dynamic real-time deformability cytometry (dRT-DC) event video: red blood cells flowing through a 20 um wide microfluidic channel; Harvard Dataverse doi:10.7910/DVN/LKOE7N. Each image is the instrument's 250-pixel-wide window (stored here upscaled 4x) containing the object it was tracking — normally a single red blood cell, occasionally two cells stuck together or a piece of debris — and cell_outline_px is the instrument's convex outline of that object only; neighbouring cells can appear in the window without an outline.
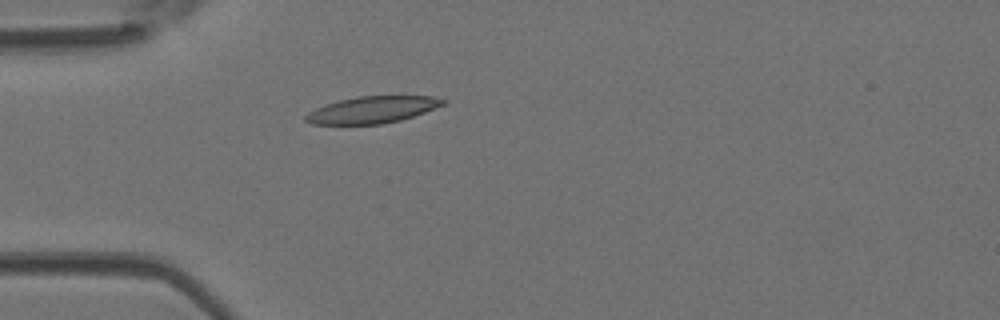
{"species": "Egyptian fruit bat (a non-hibernating species)", "species_latin": "Rousettus aegyptiacus", "temperature_condition": "room temperature", "stored_images_in_passage": 48, "camera_frame_rate_fps": 3000, "um_per_image_px": 0.085, "animal": {"sex": "female"}, "frame": {"image": 1, "passage_image": 14, "time_ms": 4.333, "image_size_px": [1000, 320], "cell_outline_px": [[448, 100], [444, 104], [424, 112], [400, 120], [380, 124], [312, 124], [304, 120], [304, 116], [308, 112], [316, 108], [340, 100], [356, 96], [432, 96]], "centroid_in_image_um": [31.64, 9.32], "position_along_channel_um": 53.4, "area_um2": 21.21}}
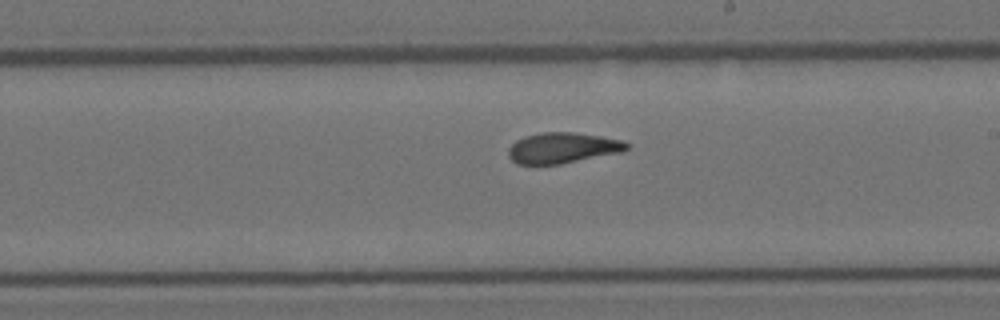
{"frame": {"image": 2, "passage_image": 28, "time_ms": 9.0, "image_size_px": [1000, 320], "cell_outline_px": [[628, 148], [620, 152], [560, 164], [536, 168], [516, 164], [508, 156], [508, 148], [516, 140], [524, 136], [544, 132], [572, 132], [600, 136], [624, 140], [628, 144]], "centroid_in_image_um": [47.73, 12.61], "position_along_channel_um": 241.3, "area_um2": 21.68}}
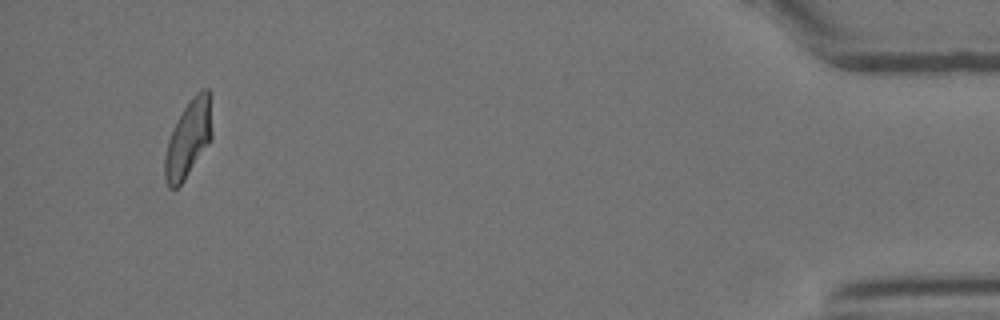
{"frame": {"image": 3, "passage_image": 46, "time_ms": 15.0, "image_size_px": [1000, 320], "cell_outline_px": [[212, 136], [184, 180], [176, 188], [168, 188], [164, 176], [164, 156], [168, 140], [176, 120], [192, 96], [200, 88], [208, 88], [212, 92]], "centroid_in_image_um": [16.03, 11.7], "position_along_channel_um": 419.2, "area_um2": 21.44}, "authors_computed_cell_mechanics": {"area_um2": 21.4438, "velocity_mm_per_s": 4.2075, "shape_relaxation_time_tau1_ms": 4.7107, "shape_relaxation_time_tau2_ms": 1.3708, "deformation_change_tau1": 0.1607, "deformation_change_tau2": 0.0788}}